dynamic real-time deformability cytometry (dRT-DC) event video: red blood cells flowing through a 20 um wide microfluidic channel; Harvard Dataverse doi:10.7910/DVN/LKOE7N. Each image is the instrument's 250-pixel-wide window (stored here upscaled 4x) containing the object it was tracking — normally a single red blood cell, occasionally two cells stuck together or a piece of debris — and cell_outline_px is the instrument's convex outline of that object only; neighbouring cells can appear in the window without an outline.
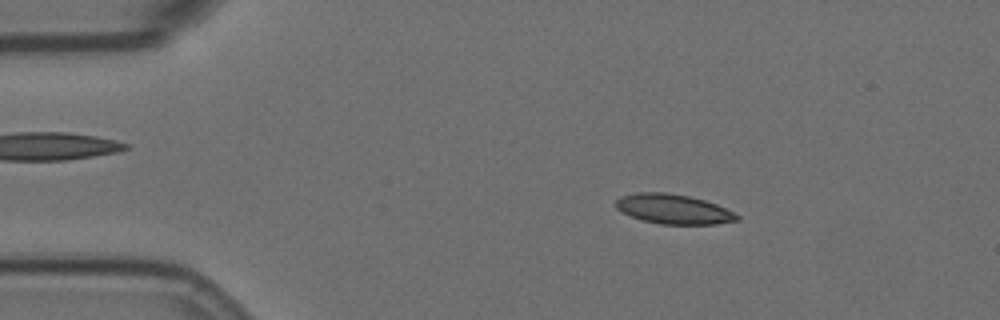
{"species": "Egyptian fruit bat (a non-hibernating species)", "species_latin": "Rousettus aegyptiacus", "temperature_condition": "room temperature", "stored_images_in_passage": 5, "segment_of_instrument_passage": [1, 2], "camera_frame_rate_fps": 3000, "um_per_image_px": 0.085, "animal": {"sex": "female"}, "frame": {"image": 1, "passage_image": 2, "time_ms": 1.333, "image_size_px": [1000, 320], "cell_outline_px": [[740, 220], [716, 224], [660, 224], [640, 220], [620, 212], [616, 208], [616, 200], [620, 196], [636, 192], [664, 192], [688, 196], [704, 200], [716, 204], [740, 216]], "centroid_in_image_um": [57.2, 17.77], "position_along_channel_um": 27.8, "area_um2": 21.04}}